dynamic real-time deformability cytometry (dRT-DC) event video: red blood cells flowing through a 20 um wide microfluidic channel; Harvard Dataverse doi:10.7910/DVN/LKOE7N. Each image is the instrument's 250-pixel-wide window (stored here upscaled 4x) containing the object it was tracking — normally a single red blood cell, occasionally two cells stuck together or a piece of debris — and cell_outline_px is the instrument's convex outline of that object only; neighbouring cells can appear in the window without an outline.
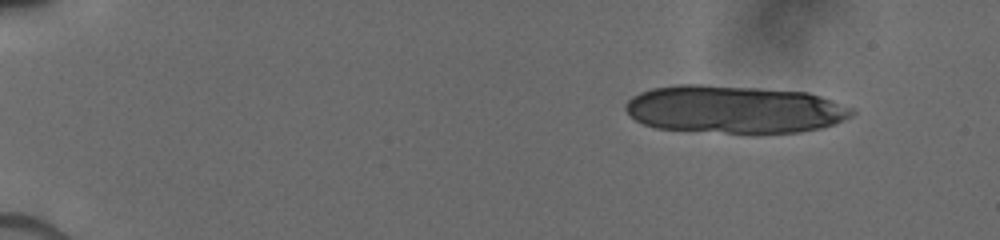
{"species": "human", "species_latin": "Homo sapiens", "temperature_condition": "cold", "stored_images_in_passage": 15, "camera_frame_rate_fps": 3000, "um_per_image_px": 0.085, "donor": {"sex": "male"}, "frame": {"image": 1, "passage_image": 3, "time_ms": 1.667, "image_size_px": [1000, 240], "cell_outline_px": [[856, 112], [852, 116], [836, 124], [820, 128], [800, 132], [752, 136], [656, 128], [644, 124], [636, 120], [624, 108], [624, 104], [632, 96], [640, 92], [652, 88], [676, 84], [700, 84], [760, 88], [808, 92], [856, 108]], "centroid_in_image_um": [62.46, 9.33], "position_along_channel_um": 22.5, "area_um2": 64.74}}
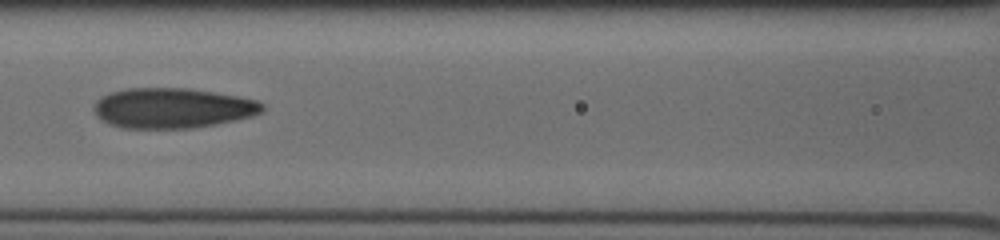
{"frame": {"image": 2, "passage_image": 14, "time_ms": 8.333, "image_size_px": [1000, 240], "cell_outline_px": [[264, 112], [252, 116], [236, 120], [216, 124], [192, 128], [120, 128], [108, 124], [96, 116], [92, 108], [96, 100], [112, 92], [128, 88], [192, 88], [240, 96], [260, 100], [264, 104]], "centroid_in_image_um": [14.7, 9.18], "position_along_channel_um": 151.9, "area_um2": 39.94}}